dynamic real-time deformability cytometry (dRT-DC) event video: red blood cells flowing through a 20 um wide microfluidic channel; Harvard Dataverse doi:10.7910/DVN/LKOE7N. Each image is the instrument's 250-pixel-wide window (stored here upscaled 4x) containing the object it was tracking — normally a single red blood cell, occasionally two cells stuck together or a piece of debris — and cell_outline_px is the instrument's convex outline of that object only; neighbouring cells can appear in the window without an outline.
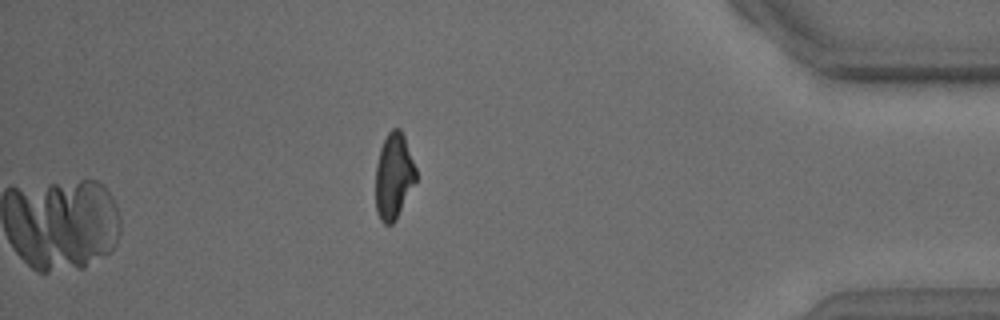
{"species": "common noctule bat (a hibernating species)", "species_latin": "Nyctalus noctula", "temperature_condition": "warm", "stored_images_in_passage": 19, "camera_frame_rate_fps": 3000, "um_per_image_px": 0.085, "animal": {"sex": "male", "body_mass_g": 15.6}, "frame": {"image": 1, "passage_image": 19, "time_ms": 24.0, "image_size_px": [1000, 320], "cell_outline_px": [[416, 180], [396, 220], [392, 224], [384, 224], [380, 220], [376, 212], [376, 164], [380, 148], [388, 132], [392, 128], [400, 128], [404, 136], [416, 168]], "centroid_in_image_um": [33.46, 14.98], "position_along_channel_um": 401.7, "area_um2": 20.17}}